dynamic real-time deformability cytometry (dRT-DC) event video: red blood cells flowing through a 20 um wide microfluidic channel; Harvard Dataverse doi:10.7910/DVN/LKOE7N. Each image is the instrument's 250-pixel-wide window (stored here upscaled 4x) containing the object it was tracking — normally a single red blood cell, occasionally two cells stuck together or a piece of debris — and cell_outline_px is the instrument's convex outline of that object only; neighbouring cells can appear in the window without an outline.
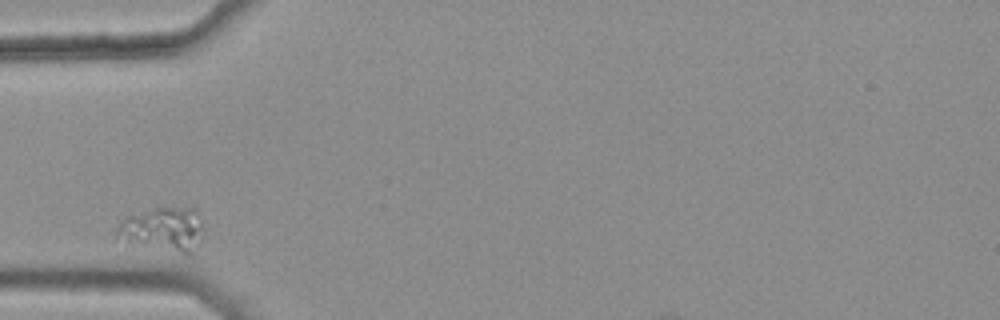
{"species": "common noctule bat (a hibernating species)", "species_latin": "Nyctalus noctula", "temperature_condition": "warm", "stored_images_in_passage": 5, "camera_frame_rate_fps": 3000, "um_per_image_px": 0.085, "animal": {"sex": "female", "body_mass_g": 25.1}, "frame": {"image": 1, "passage_image": 1, "time_ms": 0.0, "image_size_px": [1000, 320], "cell_outline_px": [[204, 236], [192, 252], [188, 256], [128, 240], [116, 236], [116, 228], [128, 216], [164, 204], [196, 208], [204, 228]], "centroid_in_image_um": [14.0, 19.42], "position_along_channel_um": 71.0, "area_um2": 22.54}}
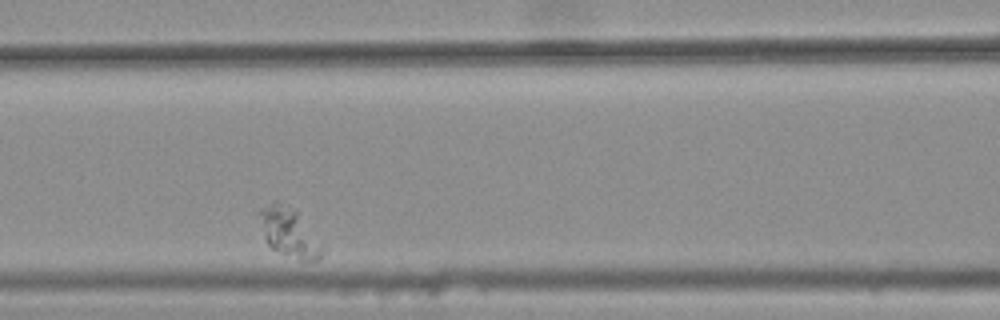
{"frame": {"image": 2, "passage_image": 3, "time_ms": 0.667, "image_size_px": [1000, 320], "cell_outline_px": [[324, 252], [316, 260], [300, 260], [280, 252], [272, 248], [268, 244], [264, 236], [256, 212], [260, 208], [272, 200], [276, 200], [296, 212], [324, 244]], "centroid_in_image_um": [24.55, 19.74], "position_along_channel_um": 142.1, "area_um2": 17.86}}
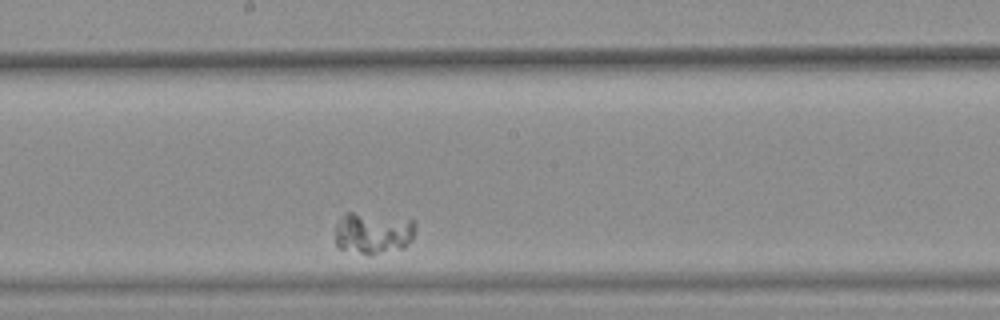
{"frame": {"image": 3, "passage_image": 5, "time_ms": 1.333, "image_size_px": [1000, 320], "cell_outline_px": [[416, 228], [412, 240], [404, 248], [372, 256], [368, 256], [340, 248], [336, 244], [336, 224], [344, 212], [352, 212], [412, 216], [416, 220]], "centroid_in_image_um": [31.8, 19.77], "position_along_channel_um": 216.4, "area_um2": 20.69}}